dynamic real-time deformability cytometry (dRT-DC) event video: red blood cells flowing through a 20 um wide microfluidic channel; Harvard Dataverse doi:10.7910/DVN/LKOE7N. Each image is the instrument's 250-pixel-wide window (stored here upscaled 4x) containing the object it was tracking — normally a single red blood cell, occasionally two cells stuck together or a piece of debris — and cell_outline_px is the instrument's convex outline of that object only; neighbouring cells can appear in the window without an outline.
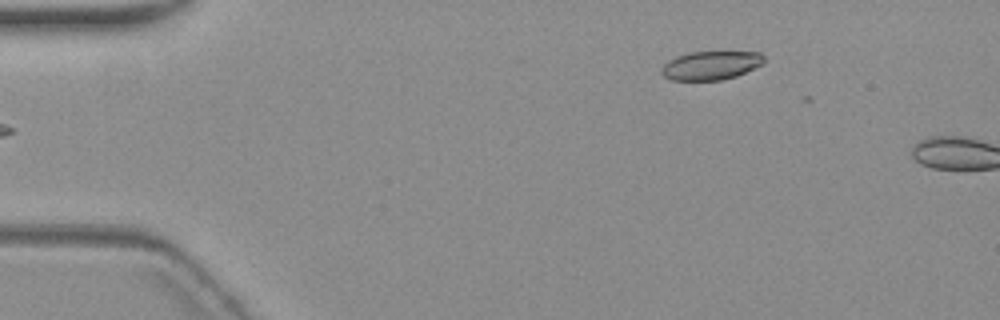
{"species": "common noctule bat (a hibernating species)", "species_latin": "Nyctalus noctula", "temperature_condition": "warm", "stored_images_in_passage": 2, "camera_frame_rate_fps": 3000, "um_per_image_px": 0.085, "animal": {"sex": "female", "body_mass_g": 19.3, "forearm_length_mm": 54.1}, "frame": {"image": 1, "passage_image": 1, "time_ms": 0.0, "image_size_px": [1000, 320], "cell_outline_px": [[764, 64], [736, 76], [720, 80], [672, 80], [664, 76], [660, 72], [660, 68], [668, 60], [676, 56], [688, 52], [760, 52], [764, 56]], "centroid_in_image_um": [60.41, 5.55], "position_along_channel_um": 24.6, "area_um2": 17.22}}